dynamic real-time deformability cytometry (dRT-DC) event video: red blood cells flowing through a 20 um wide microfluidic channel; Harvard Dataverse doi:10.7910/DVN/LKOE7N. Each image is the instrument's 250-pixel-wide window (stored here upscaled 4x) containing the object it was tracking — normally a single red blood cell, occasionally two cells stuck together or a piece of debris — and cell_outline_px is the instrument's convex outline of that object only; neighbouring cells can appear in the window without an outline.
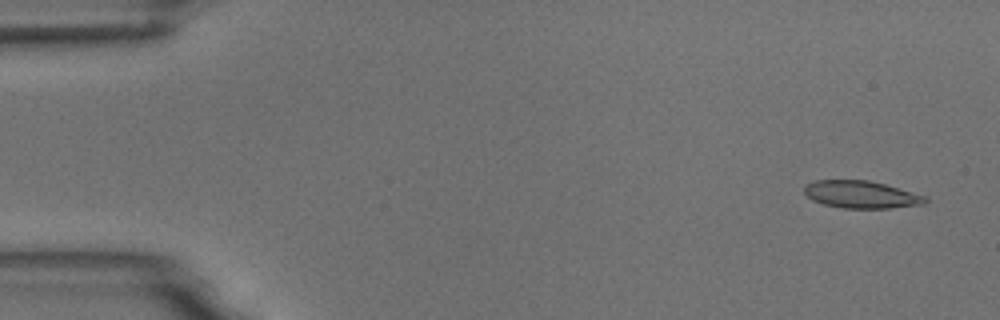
{"species": "common noctule bat (a hibernating species)", "species_latin": "Nyctalus noctula", "temperature_condition": "room temperature", "stored_images_in_passage": 5, "camera_frame_rate_fps": 3000, "um_per_image_px": 0.085, "animal": {"sex": "male", "body_mass_g": 18.8}, "frame": {"image": 1, "passage_image": 1, "time_ms": 0.0, "image_size_px": [1000, 320], "cell_outline_px": [[928, 200], [924, 204], [892, 208], [844, 208], [824, 204], [812, 200], [804, 192], [804, 188], [808, 184], [816, 180], [868, 180], [884, 184], [928, 196]], "centroid_in_image_um": [73.24, 16.54], "position_along_channel_um": 11.8, "area_um2": 19.25}}
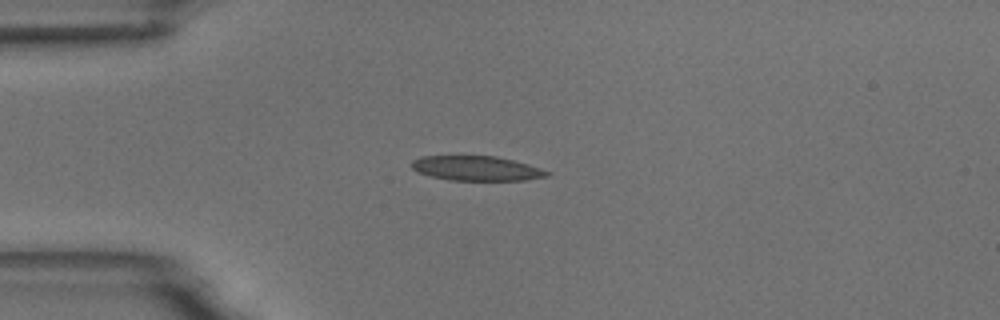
{"frame": {"image": 2, "passage_image": 4, "time_ms": 3.667, "image_size_px": [1000, 320], "cell_outline_px": [[552, 172], [548, 176], [524, 180], [448, 180], [416, 172], [412, 168], [412, 160], [420, 156], [496, 156], [528, 164]], "centroid_in_image_um": [40.49, 14.31], "position_along_channel_um": 44.5, "area_um2": 19.42}}